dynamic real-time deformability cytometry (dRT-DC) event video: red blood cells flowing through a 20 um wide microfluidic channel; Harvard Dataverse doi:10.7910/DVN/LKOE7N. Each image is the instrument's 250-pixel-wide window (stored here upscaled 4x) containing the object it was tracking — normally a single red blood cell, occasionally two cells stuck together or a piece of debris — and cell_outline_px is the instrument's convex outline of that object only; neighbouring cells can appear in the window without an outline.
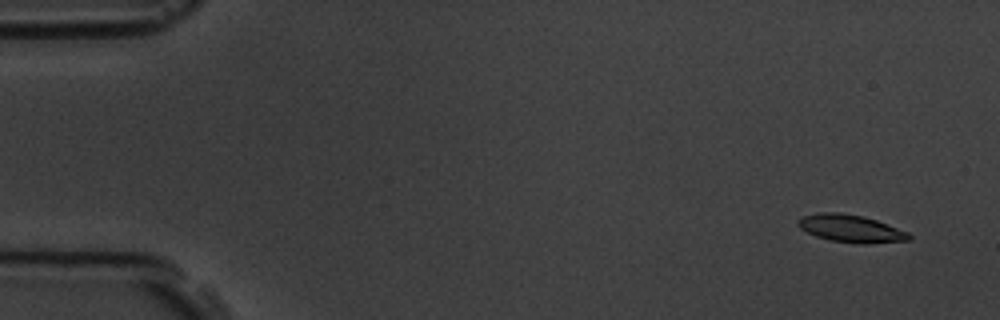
{"species": "common noctule bat (a hibernating species)", "species_latin": "Nyctalus noctula", "temperature_condition": "room temperature", "stored_images_in_passage": 5, "camera_frame_rate_fps": 3000, "um_per_image_px": 0.085, "animal": {"sex": "male", "body_mass_g": 19.5, "forearm_length_mm": 54.6}, "frame": {"image": 1, "passage_image": 2, "time_ms": 1.0, "image_size_px": [1000, 320], "cell_outline_px": [[912, 240], [864, 244], [860, 244], [832, 240], [816, 236], [800, 228], [796, 224], [796, 220], [804, 216], [816, 212], [840, 212], [864, 216], [876, 220], [908, 232], [912, 236]], "centroid_in_image_um": [72.32, 19.42], "position_along_channel_um": 12.7, "area_um2": 17.86}}